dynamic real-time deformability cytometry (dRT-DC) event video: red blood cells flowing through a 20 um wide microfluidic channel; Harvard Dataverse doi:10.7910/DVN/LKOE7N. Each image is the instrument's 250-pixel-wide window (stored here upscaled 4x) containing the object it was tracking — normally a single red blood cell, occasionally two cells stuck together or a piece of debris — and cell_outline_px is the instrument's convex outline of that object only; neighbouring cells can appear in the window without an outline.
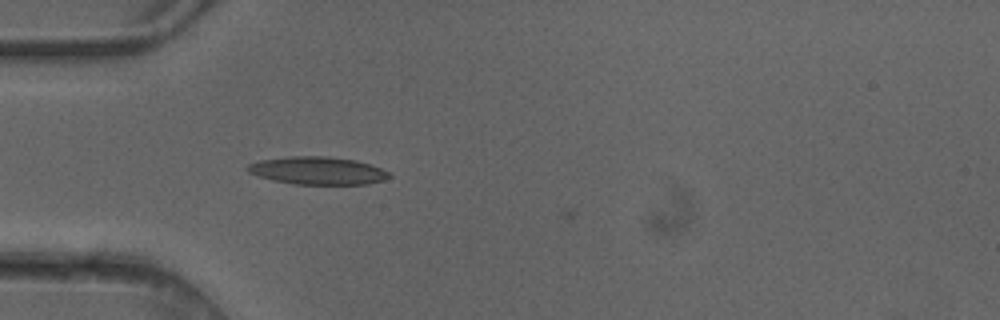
{"species": "common noctule bat (a hibernating species)", "species_latin": "Nyctalus noctula", "temperature_condition": "cold", "stored_images_in_passage": 1, "camera_frame_rate_fps": 3000, "um_per_image_px": 0.085, "animal": {"sex": "female"}, "frame": {"image": 1, "passage_image": 1, "time_ms": 0.0, "image_size_px": [1000, 320], "cell_outline_px": [[392, 176], [384, 180], [368, 184], [292, 184], [272, 180], [256, 176], [248, 172], [244, 168], [248, 164], [260, 160], [288, 156], [328, 156], [356, 160], [380, 168], [388, 172]], "centroid_in_image_um": [26.95, 14.5], "position_along_channel_um": 58.1, "area_um2": 23.06}}